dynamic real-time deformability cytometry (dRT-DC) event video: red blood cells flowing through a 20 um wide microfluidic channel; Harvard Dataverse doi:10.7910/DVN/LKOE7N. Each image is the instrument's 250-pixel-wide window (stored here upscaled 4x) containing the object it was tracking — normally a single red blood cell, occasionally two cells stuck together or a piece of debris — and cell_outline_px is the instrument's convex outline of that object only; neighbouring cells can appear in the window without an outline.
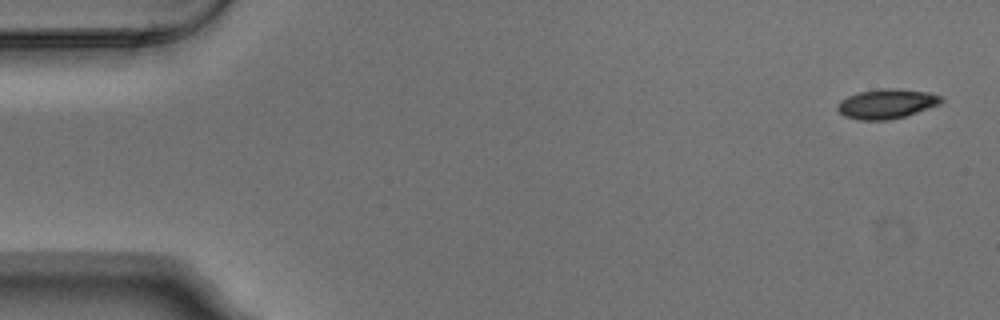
{"species": "Egyptian fruit bat (a non-hibernating species)", "species_latin": "Rousettus aegyptiacus", "temperature_condition": "warm", "stored_images_in_passage": 3, "camera_frame_rate_fps": 3000, "um_per_image_px": 0.085, "animal": {"sex": "male"}, "frame": {"image": 1, "passage_image": 1, "time_ms": 0.0, "image_size_px": [1000, 320], "cell_outline_px": [[944, 100], [940, 104], [904, 116], [888, 120], [860, 120], [844, 116], [836, 108], [836, 104], [840, 100], [848, 96], [860, 92], [880, 88], [896, 88], [928, 92], [940, 96]], "centroid_in_image_um": [75.34, 8.81], "position_along_channel_um": 9.7, "area_um2": 17.86}}